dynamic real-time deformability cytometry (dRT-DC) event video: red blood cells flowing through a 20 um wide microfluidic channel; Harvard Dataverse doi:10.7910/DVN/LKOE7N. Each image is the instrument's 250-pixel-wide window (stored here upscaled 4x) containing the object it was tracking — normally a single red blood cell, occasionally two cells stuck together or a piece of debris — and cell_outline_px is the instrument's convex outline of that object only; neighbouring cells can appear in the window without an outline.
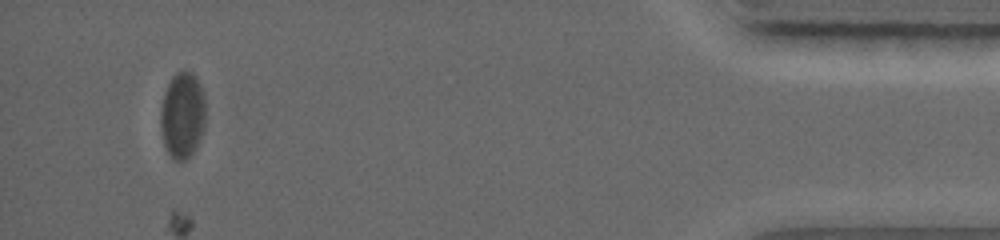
{"species": "common noctule bat (a hibernating species)", "species_latin": "Nyctalus noctula", "temperature_condition": "warm", "stored_images_in_passage": 46, "camera_frame_rate_fps": 5000, "um_per_image_px": 0.085, "animal": {"sex": "female", "body_mass_g": 19.0, "forearm_length_mm": 56.7}, "frame": {"image": 1, "passage_image": 41, "time_ms": 10.2, "image_size_px": [1000, 240], "cell_outline_px": [[204, 128], [200, 140], [196, 148], [184, 160], [172, 160], [164, 144], [160, 128], [160, 108], [164, 92], [172, 76], [176, 72], [184, 68], [192, 72], [196, 76], [200, 84], [204, 100]], "centroid_in_image_um": [15.49, 9.76], "position_along_channel_um": 419.7, "area_um2": 22.89}}